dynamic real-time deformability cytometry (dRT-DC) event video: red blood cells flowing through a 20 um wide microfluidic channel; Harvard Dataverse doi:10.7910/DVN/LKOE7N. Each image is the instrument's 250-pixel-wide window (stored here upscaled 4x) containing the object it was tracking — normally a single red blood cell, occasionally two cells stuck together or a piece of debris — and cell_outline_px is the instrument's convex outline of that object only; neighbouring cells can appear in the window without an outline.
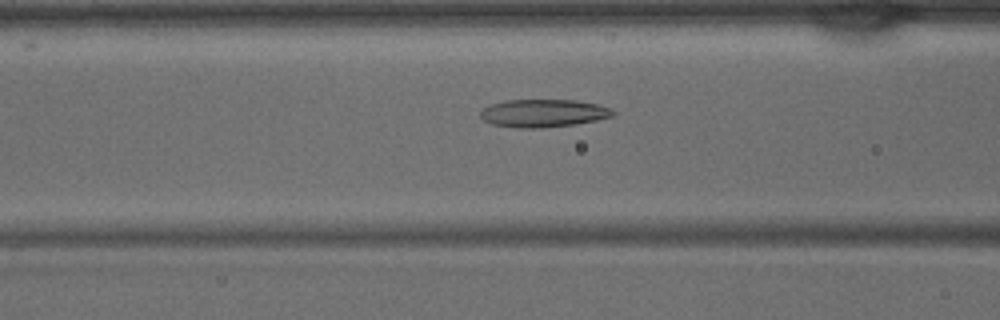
{"species": "common noctule bat (a hibernating species)", "species_latin": "Nyctalus noctula", "temperature_condition": "warm", "stored_images_in_passage": 30, "camera_frame_rate_fps": 3000, "um_per_image_px": 0.085, "animal": {"sex": "male", "body_mass_g": 15.6}, "frame": {"image": 1, "passage_image": 5, "time_ms": 1.333, "image_size_px": [1000, 320], "cell_outline_px": [[616, 112], [612, 116], [596, 120], [576, 124], [540, 128], [516, 128], [492, 124], [484, 120], [480, 116], [480, 112], [484, 108], [492, 104], [504, 100], [576, 100], [596, 104], [612, 108]], "centroid_in_image_um": [46.19, 9.62], "position_along_channel_um": 120.4, "area_um2": 21.5}}
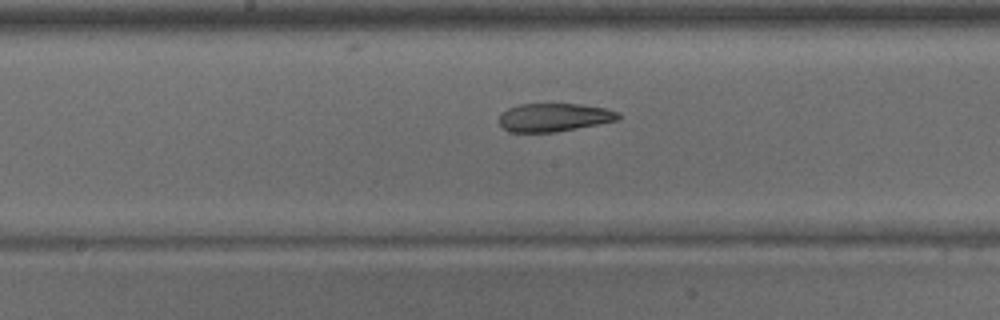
{"frame": {"image": 2, "passage_image": 10, "time_ms": 3.0, "image_size_px": [1000, 320], "cell_outline_px": [[620, 120], [600, 124], [556, 132], [508, 132], [500, 124], [500, 112], [508, 108], [520, 104], [580, 104], [608, 108], [620, 112]], "centroid_in_image_um": [47.14, 9.97], "position_along_channel_um": 201.1, "area_um2": 19.88}}
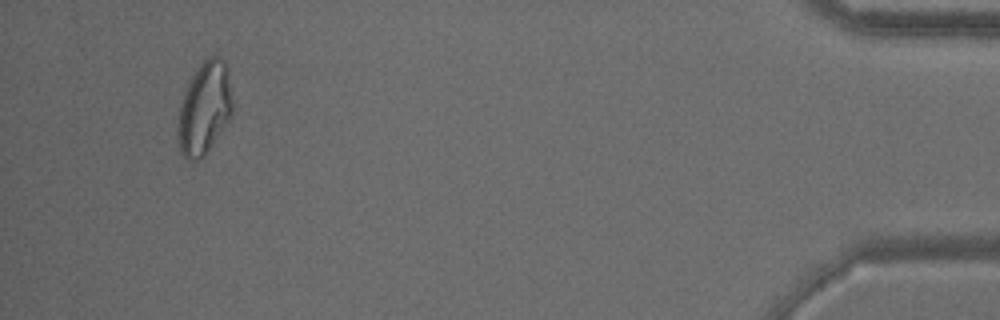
{"frame": {"image": 3, "passage_image": 28, "time_ms": 9.0, "image_size_px": [1000, 320], "cell_outline_px": [[232, 116], [208, 152], [204, 156], [196, 160], [188, 160], [180, 152], [176, 136], [176, 124], [180, 104], [184, 92], [192, 76], [200, 64], [208, 56], [220, 56], [228, 64], [232, 100]], "centroid_in_image_um": [17.37, 9.21], "position_along_channel_um": 417.8, "area_um2": 30.06}}